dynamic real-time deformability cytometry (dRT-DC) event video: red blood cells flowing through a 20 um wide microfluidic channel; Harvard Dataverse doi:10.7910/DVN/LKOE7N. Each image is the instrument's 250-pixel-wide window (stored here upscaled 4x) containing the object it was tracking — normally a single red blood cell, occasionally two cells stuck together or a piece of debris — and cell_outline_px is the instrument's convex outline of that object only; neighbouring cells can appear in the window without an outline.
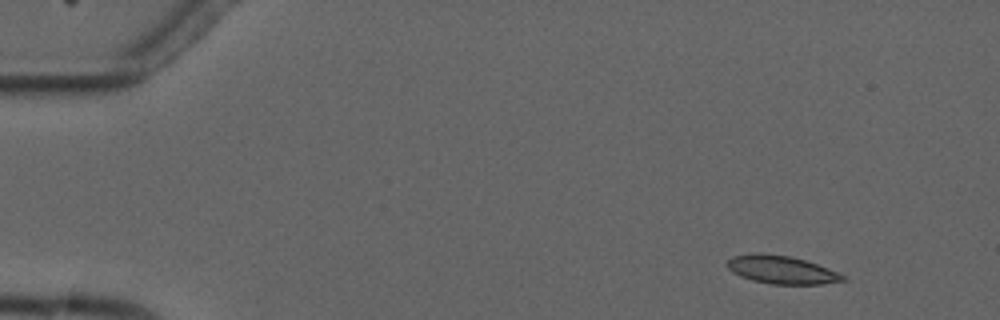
{"species": "common noctule bat (a hibernating species)", "species_latin": "Nyctalus noctula", "temperature_condition": "cold", "stored_images_in_passage": 5, "camera_frame_rate_fps": 3000, "um_per_image_px": 0.085, "animal": {"sex": "male", "forearm_length_mm": 52.5}, "frame": {"image": 1, "passage_image": 2, "time_ms": 1.0, "image_size_px": [1000, 320], "cell_outline_px": [[848, 280], [820, 284], [772, 284], [752, 280], [740, 276], [732, 272], [724, 264], [732, 256], [756, 252], [760, 252], [788, 256], [804, 260], [828, 268], [844, 276]], "centroid_in_image_um": [66.37, 22.92], "position_along_channel_um": 18.6, "area_um2": 18.9}}
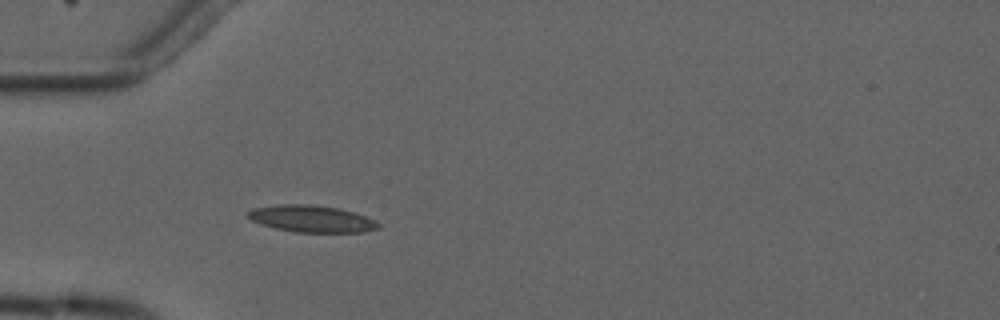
{"frame": {"image": 2, "passage_image": 5, "time_ms": 4.667, "image_size_px": [1000, 320], "cell_outline_px": [[380, 228], [364, 232], [292, 232], [260, 224], [252, 220], [248, 216], [248, 212], [252, 208], [276, 204], [312, 204], [340, 208], [376, 220], [380, 224]], "centroid_in_image_um": [26.49, 18.59], "position_along_channel_um": 58.5, "area_um2": 20.52}}